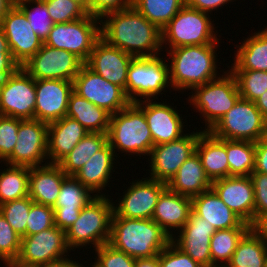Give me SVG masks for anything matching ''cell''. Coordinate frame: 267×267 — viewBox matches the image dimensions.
Listing matches in <instances>:
<instances>
[{
    "mask_svg": "<svg viewBox=\"0 0 267 267\" xmlns=\"http://www.w3.org/2000/svg\"><path fill=\"white\" fill-rule=\"evenodd\" d=\"M21 238L0 213V265L5 261L18 258Z\"/></svg>",
    "mask_w": 267,
    "mask_h": 267,
    "instance_id": "ee69618b",
    "label": "cell"
},
{
    "mask_svg": "<svg viewBox=\"0 0 267 267\" xmlns=\"http://www.w3.org/2000/svg\"><path fill=\"white\" fill-rule=\"evenodd\" d=\"M264 138L267 140V125H266V133H265V137Z\"/></svg>",
    "mask_w": 267,
    "mask_h": 267,
    "instance_id": "e7e4bbea",
    "label": "cell"
},
{
    "mask_svg": "<svg viewBox=\"0 0 267 267\" xmlns=\"http://www.w3.org/2000/svg\"><path fill=\"white\" fill-rule=\"evenodd\" d=\"M212 19L209 13L184 5L161 30L162 49H165L163 51L181 46L221 42V36H218L219 31L215 30Z\"/></svg>",
    "mask_w": 267,
    "mask_h": 267,
    "instance_id": "52a82bcc",
    "label": "cell"
},
{
    "mask_svg": "<svg viewBox=\"0 0 267 267\" xmlns=\"http://www.w3.org/2000/svg\"><path fill=\"white\" fill-rule=\"evenodd\" d=\"M141 178L135 181L132 179L131 185L124 187L122 196L118 192L120 198L112 202V217L152 219L158 198L167 188V184L148 177Z\"/></svg>",
    "mask_w": 267,
    "mask_h": 267,
    "instance_id": "7c38bea8",
    "label": "cell"
},
{
    "mask_svg": "<svg viewBox=\"0 0 267 267\" xmlns=\"http://www.w3.org/2000/svg\"><path fill=\"white\" fill-rule=\"evenodd\" d=\"M108 143L117 152L124 153L121 156L138 159H146L154 147L153 139L147 124L143 110L136 103H129L121 111L110 115V123L107 132ZM117 151V152H116Z\"/></svg>",
    "mask_w": 267,
    "mask_h": 267,
    "instance_id": "277c9868",
    "label": "cell"
},
{
    "mask_svg": "<svg viewBox=\"0 0 267 267\" xmlns=\"http://www.w3.org/2000/svg\"><path fill=\"white\" fill-rule=\"evenodd\" d=\"M191 200L192 211L216 230L250 227L219 198L212 188Z\"/></svg>",
    "mask_w": 267,
    "mask_h": 267,
    "instance_id": "83f0119b",
    "label": "cell"
},
{
    "mask_svg": "<svg viewBox=\"0 0 267 267\" xmlns=\"http://www.w3.org/2000/svg\"><path fill=\"white\" fill-rule=\"evenodd\" d=\"M101 38L134 58L159 56L161 30L133 6L105 14L101 19Z\"/></svg>",
    "mask_w": 267,
    "mask_h": 267,
    "instance_id": "6da1fadb",
    "label": "cell"
},
{
    "mask_svg": "<svg viewBox=\"0 0 267 267\" xmlns=\"http://www.w3.org/2000/svg\"><path fill=\"white\" fill-rule=\"evenodd\" d=\"M66 177L58 164L30 167L28 196L35 203L53 207Z\"/></svg>",
    "mask_w": 267,
    "mask_h": 267,
    "instance_id": "f1b7e54d",
    "label": "cell"
},
{
    "mask_svg": "<svg viewBox=\"0 0 267 267\" xmlns=\"http://www.w3.org/2000/svg\"><path fill=\"white\" fill-rule=\"evenodd\" d=\"M14 6L10 0H0V22L4 15Z\"/></svg>",
    "mask_w": 267,
    "mask_h": 267,
    "instance_id": "94428289",
    "label": "cell"
},
{
    "mask_svg": "<svg viewBox=\"0 0 267 267\" xmlns=\"http://www.w3.org/2000/svg\"><path fill=\"white\" fill-rule=\"evenodd\" d=\"M66 116L78 121L88 133H106L110 123V114L104 109L95 106L74 90L68 101Z\"/></svg>",
    "mask_w": 267,
    "mask_h": 267,
    "instance_id": "d6a6232c",
    "label": "cell"
},
{
    "mask_svg": "<svg viewBox=\"0 0 267 267\" xmlns=\"http://www.w3.org/2000/svg\"><path fill=\"white\" fill-rule=\"evenodd\" d=\"M133 0H90L89 14L102 18L105 14L131 7Z\"/></svg>",
    "mask_w": 267,
    "mask_h": 267,
    "instance_id": "816d5d0a",
    "label": "cell"
},
{
    "mask_svg": "<svg viewBox=\"0 0 267 267\" xmlns=\"http://www.w3.org/2000/svg\"><path fill=\"white\" fill-rule=\"evenodd\" d=\"M1 267H41V265L27 264L16 258L3 262V266L1 265Z\"/></svg>",
    "mask_w": 267,
    "mask_h": 267,
    "instance_id": "91938a15",
    "label": "cell"
},
{
    "mask_svg": "<svg viewBox=\"0 0 267 267\" xmlns=\"http://www.w3.org/2000/svg\"><path fill=\"white\" fill-rule=\"evenodd\" d=\"M229 176H250L255 168V142L227 140Z\"/></svg>",
    "mask_w": 267,
    "mask_h": 267,
    "instance_id": "74e56055",
    "label": "cell"
},
{
    "mask_svg": "<svg viewBox=\"0 0 267 267\" xmlns=\"http://www.w3.org/2000/svg\"><path fill=\"white\" fill-rule=\"evenodd\" d=\"M226 267H267V245L249 229Z\"/></svg>",
    "mask_w": 267,
    "mask_h": 267,
    "instance_id": "836d02e7",
    "label": "cell"
},
{
    "mask_svg": "<svg viewBox=\"0 0 267 267\" xmlns=\"http://www.w3.org/2000/svg\"><path fill=\"white\" fill-rule=\"evenodd\" d=\"M228 69L218 78L194 87L187 97V104L203 119L204 131H209L240 98L236 77Z\"/></svg>",
    "mask_w": 267,
    "mask_h": 267,
    "instance_id": "8992f818",
    "label": "cell"
},
{
    "mask_svg": "<svg viewBox=\"0 0 267 267\" xmlns=\"http://www.w3.org/2000/svg\"><path fill=\"white\" fill-rule=\"evenodd\" d=\"M73 1L78 3L89 14L90 0H73Z\"/></svg>",
    "mask_w": 267,
    "mask_h": 267,
    "instance_id": "6125c7cd",
    "label": "cell"
},
{
    "mask_svg": "<svg viewBox=\"0 0 267 267\" xmlns=\"http://www.w3.org/2000/svg\"><path fill=\"white\" fill-rule=\"evenodd\" d=\"M133 56L121 49L109 45L100 38L85 63L91 70L110 83L126 90L127 71Z\"/></svg>",
    "mask_w": 267,
    "mask_h": 267,
    "instance_id": "7402d4cb",
    "label": "cell"
},
{
    "mask_svg": "<svg viewBox=\"0 0 267 267\" xmlns=\"http://www.w3.org/2000/svg\"><path fill=\"white\" fill-rule=\"evenodd\" d=\"M161 56L137 57L131 61L124 91L130 103L158 100L159 95L166 97V89L173 91L167 59Z\"/></svg>",
    "mask_w": 267,
    "mask_h": 267,
    "instance_id": "ba28073f",
    "label": "cell"
},
{
    "mask_svg": "<svg viewBox=\"0 0 267 267\" xmlns=\"http://www.w3.org/2000/svg\"><path fill=\"white\" fill-rule=\"evenodd\" d=\"M107 143L108 136L106 133H88L58 165L67 176H73Z\"/></svg>",
    "mask_w": 267,
    "mask_h": 267,
    "instance_id": "e575fe53",
    "label": "cell"
},
{
    "mask_svg": "<svg viewBox=\"0 0 267 267\" xmlns=\"http://www.w3.org/2000/svg\"><path fill=\"white\" fill-rule=\"evenodd\" d=\"M71 252L66 243L65 231L54 226L22 237L17 259L27 264L43 265L71 256Z\"/></svg>",
    "mask_w": 267,
    "mask_h": 267,
    "instance_id": "ac0fdd59",
    "label": "cell"
},
{
    "mask_svg": "<svg viewBox=\"0 0 267 267\" xmlns=\"http://www.w3.org/2000/svg\"><path fill=\"white\" fill-rule=\"evenodd\" d=\"M82 267H94L92 264L90 266H87V264H85V266L83 265Z\"/></svg>",
    "mask_w": 267,
    "mask_h": 267,
    "instance_id": "03108f58",
    "label": "cell"
},
{
    "mask_svg": "<svg viewBox=\"0 0 267 267\" xmlns=\"http://www.w3.org/2000/svg\"><path fill=\"white\" fill-rule=\"evenodd\" d=\"M84 64L73 53L43 44L21 68L35 80L61 79L73 82Z\"/></svg>",
    "mask_w": 267,
    "mask_h": 267,
    "instance_id": "4fadbf2b",
    "label": "cell"
},
{
    "mask_svg": "<svg viewBox=\"0 0 267 267\" xmlns=\"http://www.w3.org/2000/svg\"><path fill=\"white\" fill-rule=\"evenodd\" d=\"M196 152L201 159L205 174L211 182L229 177L226 139H218L209 131H203L199 135Z\"/></svg>",
    "mask_w": 267,
    "mask_h": 267,
    "instance_id": "4dcf8cb0",
    "label": "cell"
},
{
    "mask_svg": "<svg viewBox=\"0 0 267 267\" xmlns=\"http://www.w3.org/2000/svg\"><path fill=\"white\" fill-rule=\"evenodd\" d=\"M0 169V205L29 195L30 167L4 163Z\"/></svg>",
    "mask_w": 267,
    "mask_h": 267,
    "instance_id": "d590c367",
    "label": "cell"
},
{
    "mask_svg": "<svg viewBox=\"0 0 267 267\" xmlns=\"http://www.w3.org/2000/svg\"><path fill=\"white\" fill-rule=\"evenodd\" d=\"M73 90L110 115L121 111L130 103L121 87L108 82L86 64L74 78Z\"/></svg>",
    "mask_w": 267,
    "mask_h": 267,
    "instance_id": "9a60e30c",
    "label": "cell"
},
{
    "mask_svg": "<svg viewBox=\"0 0 267 267\" xmlns=\"http://www.w3.org/2000/svg\"><path fill=\"white\" fill-rule=\"evenodd\" d=\"M33 202L29 196H26L0 205V213L21 237L26 236L28 214Z\"/></svg>",
    "mask_w": 267,
    "mask_h": 267,
    "instance_id": "b9f144b4",
    "label": "cell"
},
{
    "mask_svg": "<svg viewBox=\"0 0 267 267\" xmlns=\"http://www.w3.org/2000/svg\"><path fill=\"white\" fill-rule=\"evenodd\" d=\"M185 5V0H133L132 6L162 30Z\"/></svg>",
    "mask_w": 267,
    "mask_h": 267,
    "instance_id": "f35d334b",
    "label": "cell"
},
{
    "mask_svg": "<svg viewBox=\"0 0 267 267\" xmlns=\"http://www.w3.org/2000/svg\"><path fill=\"white\" fill-rule=\"evenodd\" d=\"M14 5H16L17 3L22 2L23 0H10Z\"/></svg>",
    "mask_w": 267,
    "mask_h": 267,
    "instance_id": "be15d7a7",
    "label": "cell"
},
{
    "mask_svg": "<svg viewBox=\"0 0 267 267\" xmlns=\"http://www.w3.org/2000/svg\"><path fill=\"white\" fill-rule=\"evenodd\" d=\"M253 172L267 175V140L265 138L255 143V168Z\"/></svg>",
    "mask_w": 267,
    "mask_h": 267,
    "instance_id": "db71d44e",
    "label": "cell"
},
{
    "mask_svg": "<svg viewBox=\"0 0 267 267\" xmlns=\"http://www.w3.org/2000/svg\"><path fill=\"white\" fill-rule=\"evenodd\" d=\"M35 90L34 119L49 124L66 116L73 82L61 79L35 80Z\"/></svg>",
    "mask_w": 267,
    "mask_h": 267,
    "instance_id": "44dd1931",
    "label": "cell"
},
{
    "mask_svg": "<svg viewBox=\"0 0 267 267\" xmlns=\"http://www.w3.org/2000/svg\"><path fill=\"white\" fill-rule=\"evenodd\" d=\"M54 226V209L50 206L33 202L28 214L26 236L39 233Z\"/></svg>",
    "mask_w": 267,
    "mask_h": 267,
    "instance_id": "7dc6e473",
    "label": "cell"
},
{
    "mask_svg": "<svg viewBox=\"0 0 267 267\" xmlns=\"http://www.w3.org/2000/svg\"><path fill=\"white\" fill-rule=\"evenodd\" d=\"M160 267H202L172 241L159 253Z\"/></svg>",
    "mask_w": 267,
    "mask_h": 267,
    "instance_id": "c3c4849f",
    "label": "cell"
},
{
    "mask_svg": "<svg viewBox=\"0 0 267 267\" xmlns=\"http://www.w3.org/2000/svg\"><path fill=\"white\" fill-rule=\"evenodd\" d=\"M219 198L245 223L254 220L255 197L250 176H229L212 182Z\"/></svg>",
    "mask_w": 267,
    "mask_h": 267,
    "instance_id": "603a6c76",
    "label": "cell"
},
{
    "mask_svg": "<svg viewBox=\"0 0 267 267\" xmlns=\"http://www.w3.org/2000/svg\"><path fill=\"white\" fill-rule=\"evenodd\" d=\"M76 258L73 260L72 257L68 256L65 257L63 259L54 261V262H49L46 264L41 265V267H82L83 264L87 263V261H85L84 263L80 260L75 261ZM79 261V262H78Z\"/></svg>",
    "mask_w": 267,
    "mask_h": 267,
    "instance_id": "9f6ffc18",
    "label": "cell"
},
{
    "mask_svg": "<svg viewBox=\"0 0 267 267\" xmlns=\"http://www.w3.org/2000/svg\"><path fill=\"white\" fill-rule=\"evenodd\" d=\"M47 142L48 123L36 119L22 120L13 153L4 163L28 167L46 165L49 163Z\"/></svg>",
    "mask_w": 267,
    "mask_h": 267,
    "instance_id": "2e32d148",
    "label": "cell"
},
{
    "mask_svg": "<svg viewBox=\"0 0 267 267\" xmlns=\"http://www.w3.org/2000/svg\"><path fill=\"white\" fill-rule=\"evenodd\" d=\"M249 229L250 227H235L215 231L210 241L212 267H226L238 242Z\"/></svg>",
    "mask_w": 267,
    "mask_h": 267,
    "instance_id": "8d00e7d4",
    "label": "cell"
},
{
    "mask_svg": "<svg viewBox=\"0 0 267 267\" xmlns=\"http://www.w3.org/2000/svg\"><path fill=\"white\" fill-rule=\"evenodd\" d=\"M165 100V102H164ZM167 99L160 100H143L136 104L143 110L154 146L172 142L186 134L187 118L179 114L180 111L173 103H167ZM173 105V106H172ZM175 107V108H174ZM185 122H184V121ZM186 124V125H185ZM185 127V129H184Z\"/></svg>",
    "mask_w": 267,
    "mask_h": 267,
    "instance_id": "e0dca14e",
    "label": "cell"
},
{
    "mask_svg": "<svg viewBox=\"0 0 267 267\" xmlns=\"http://www.w3.org/2000/svg\"><path fill=\"white\" fill-rule=\"evenodd\" d=\"M190 131L172 142H167L154 146L151 149L146 162L149 163L147 169L148 178L168 183L177 173L180 166L196 152V145L199 135L204 131L201 129ZM150 173V174H149Z\"/></svg>",
    "mask_w": 267,
    "mask_h": 267,
    "instance_id": "8fae6325",
    "label": "cell"
},
{
    "mask_svg": "<svg viewBox=\"0 0 267 267\" xmlns=\"http://www.w3.org/2000/svg\"><path fill=\"white\" fill-rule=\"evenodd\" d=\"M215 231L205 219L191 211L188 221L171 241L202 267H212L210 241Z\"/></svg>",
    "mask_w": 267,
    "mask_h": 267,
    "instance_id": "ffe728a7",
    "label": "cell"
},
{
    "mask_svg": "<svg viewBox=\"0 0 267 267\" xmlns=\"http://www.w3.org/2000/svg\"><path fill=\"white\" fill-rule=\"evenodd\" d=\"M191 211L192 200L190 197L166 188L158 198L152 220L172 239L186 224Z\"/></svg>",
    "mask_w": 267,
    "mask_h": 267,
    "instance_id": "484cf974",
    "label": "cell"
},
{
    "mask_svg": "<svg viewBox=\"0 0 267 267\" xmlns=\"http://www.w3.org/2000/svg\"><path fill=\"white\" fill-rule=\"evenodd\" d=\"M250 229L267 245V212L258 215L250 224Z\"/></svg>",
    "mask_w": 267,
    "mask_h": 267,
    "instance_id": "11a10c76",
    "label": "cell"
},
{
    "mask_svg": "<svg viewBox=\"0 0 267 267\" xmlns=\"http://www.w3.org/2000/svg\"><path fill=\"white\" fill-rule=\"evenodd\" d=\"M95 260L90 263L94 267H135V258L114 249L111 245L103 244L94 249Z\"/></svg>",
    "mask_w": 267,
    "mask_h": 267,
    "instance_id": "f6af8a7d",
    "label": "cell"
},
{
    "mask_svg": "<svg viewBox=\"0 0 267 267\" xmlns=\"http://www.w3.org/2000/svg\"><path fill=\"white\" fill-rule=\"evenodd\" d=\"M264 27L238 43L230 70L267 71V27Z\"/></svg>",
    "mask_w": 267,
    "mask_h": 267,
    "instance_id": "1f68e13d",
    "label": "cell"
},
{
    "mask_svg": "<svg viewBox=\"0 0 267 267\" xmlns=\"http://www.w3.org/2000/svg\"><path fill=\"white\" fill-rule=\"evenodd\" d=\"M35 104V79L23 68L0 83V115L34 119Z\"/></svg>",
    "mask_w": 267,
    "mask_h": 267,
    "instance_id": "5bb4252c",
    "label": "cell"
},
{
    "mask_svg": "<svg viewBox=\"0 0 267 267\" xmlns=\"http://www.w3.org/2000/svg\"><path fill=\"white\" fill-rule=\"evenodd\" d=\"M4 31L13 59L22 66L44 44L36 35L24 13L14 5L2 18Z\"/></svg>",
    "mask_w": 267,
    "mask_h": 267,
    "instance_id": "d6986e66",
    "label": "cell"
},
{
    "mask_svg": "<svg viewBox=\"0 0 267 267\" xmlns=\"http://www.w3.org/2000/svg\"><path fill=\"white\" fill-rule=\"evenodd\" d=\"M116 161V162H115ZM118 161V162H117ZM119 164L114 150L107 143L101 150L96 152L73 176L96 196H109L106 187H110V181L114 179L112 174ZM116 164V165H115ZM106 191V192H103ZM107 193V194H106Z\"/></svg>",
    "mask_w": 267,
    "mask_h": 267,
    "instance_id": "cb8c5ba5",
    "label": "cell"
},
{
    "mask_svg": "<svg viewBox=\"0 0 267 267\" xmlns=\"http://www.w3.org/2000/svg\"><path fill=\"white\" fill-rule=\"evenodd\" d=\"M212 182L206 176L197 152L191 155L167 183L172 192L193 198L211 188Z\"/></svg>",
    "mask_w": 267,
    "mask_h": 267,
    "instance_id": "f546056e",
    "label": "cell"
},
{
    "mask_svg": "<svg viewBox=\"0 0 267 267\" xmlns=\"http://www.w3.org/2000/svg\"><path fill=\"white\" fill-rule=\"evenodd\" d=\"M135 267H160L159 254L153 257L135 258Z\"/></svg>",
    "mask_w": 267,
    "mask_h": 267,
    "instance_id": "6f0895ef",
    "label": "cell"
},
{
    "mask_svg": "<svg viewBox=\"0 0 267 267\" xmlns=\"http://www.w3.org/2000/svg\"><path fill=\"white\" fill-rule=\"evenodd\" d=\"M95 197L96 195L74 176H67L62 182L60 193L52 207L55 226L66 231L78 219L81 209Z\"/></svg>",
    "mask_w": 267,
    "mask_h": 267,
    "instance_id": "d4e9b609",
    "label": "cell"
},
{
    "mask_svg": "<svg viewBox=\"0 0 267 267\" xmlns=\"http://www.w3.org/2000/svg\"><path fill=\"white\" fill-rule=\"evenodd\" d=\"M267 120L254 102L239 98L209 130L218 139L257 142L265 137Z\"/></svg>",
    "mask_w": 267,
    "mask_h": 267,
    "instance_id": "9c48e42d",
    "label": "cell"
},
{
    "mask_svg": "<svg viewBox=\"0 0 267 267\" xmlns=\"http://www.w3.org/2000/svg\"><path fill=\"white\" fill-rule=\"evenodd\" d=\"M23 119L0 115V163L13 153L18 139L19 123Z\"/></svg>",
    "mask_w": 267,
    "mask_h": 267,
    "instance_id": "bcb514c9",
    "label": "cell"
},
{
    "mask_svg": "<svg viewBox=\"0 0 267 267\" xmlns=\"http://www.w3.org/2000/svg\"><path fill=\"white\" fill-rule=\"evenodd\" d=\"M170 242V236L152 219L111 218L108 244L130 257H153Z\"/></svg>",
    "mask_w": 267,
    "mask_h": 267,
    "instance_id": "3957f363",
    "label": "cell"
},
{
    "mask_svg": "<svg viewBox=\"0 0 267 267\" xmlns=\"http://www.w3.org/2000/svg\"><path fill=\"white\" fill-rule=\"evenodd\" d=\"M16 6L24 13L31 28L44 42L54 25L45 5V0H23Z\"/></svg>",
    "mask_w": 267,
    "mask_h": 267,
    "instance_id": "ab89813d",
    "label": "cell"
},
{
    "mask_svg": "<svg viewBox=\"0 0 267 267\" xmlns=\"http://www.w3.org/2000/svg\"><path fill=\"white\" fill-rule=\"evenodd\" d=\"M250 178L253 183L255 207L254 219L267 212V175L259 172H252Z\"/></svg>",
    "mask_w": 267,
    "mask_h": 267,
    "instance_id": "681fc988",
    "label": "cell"
},
{
    "mask_svg": "<svg viewBox=\"0 0 267 267\" xmlns=\"http://www.w3.org/2000/svg\"><path fill=\"white\" fill-rule=\"evenodd\" d=\"M100 38V18L87 14L81 19L54 24L44 44L73 53L86 63Z\"/></svg>",
    "mask_w": 267,
    "mask_h": 267,
    "instance_id": "30bf717a",
    "label": "cell"
},
{
    "mask_svg": "<svg viewBox=\"0 0 267 267\" xmlns=\"http://www.w3.org/2000/svg\"><path fill=\"white\" fill-rule=\"evenodd\" d=\"M45 5L54 24L71 22L88 14L73 0H45Z\"/></svg>",
    "mask_w": 267,
    "mask_h": 267,
    "instance_id": "7bdbcfd3",
    "label": "cell"
},
{
    "mask_svg": "<svg viewBox=\"0 0 267 267\" xmlns=\"http://www.w3.org/2000/svg\"><path fill=\"white\" fill-rule=\"evenodd\" d=\"M254 103L263 117L267 120V91L263 93L262 96H260Z\"/></svg>",
    "mask_w": 267,
    "mask_h": 267,
    "instance_id": "680465c9",
    "label": "cell"
},
{
    "mask_svg": "<svg viewBox=\"0 0 267 267\" xmlns=\"http://www.w3.org/2000/svg\"><path fill=\"white\" fill-rule=\"evenodd\" d=\"M218 44L181 46L163 51L169 63L170 82L174 91L186 93V90L188 92L221 75L220 72L224 70L218 67L222 64L217 58ZM164 52H167L166 55Z\"/></svg>",
    "mask_w": 267,
    "mask_h": 267,
    "instance_id": "7a4b0ae2",
    "label": "cell"
},
{
    "mask_svg": "<svg viewBox=\"0 0 267 267\" xmlns=\"http://www.w3.org/2000/svg\"><path fill=\"white\" fill-rule=\"evenodd\" d=\"M234 1L236 0H185V5L199 11L209 13L212 16L214 10L218 11L219 7L221 10L224 6H229V4Z\"/></svg>",
    "mask_w": 267,
    "mask_h": 267,
    "instance_id": "f5cc1de1",
    "label": "cell"
},
{
    "mask_svg": "<svg viewBox=\"0 0 267 267\" xmlns=\"http://www.w3.org/2000/svg\"><path fill=\"white\" fill-rule=\"evenodd\" d=\"M88 134L74 118L65 116L48 124L47 158L58 164Z\"/></svg>",
    "mask_w": 267,
    "mask_h": 267,
    "instance_id": "4316f807",
    "label": "cell"
},
{
    "mask_svg": "<svg viewBox=\"0 0 267 267\" xmlns=\"http://www.w3.org/2000/svg\"><path fill=\"white\" fill-rule=\"evenodd\" d=\"M230 71L236 77L241 98L255 102L267 91V71Z\"/></svg>",
    "mask_w": 267,
    "mask_h": 267,
    "instance_id": "60d3db41",
    "label": "cell"
},
{
    "mask_svg": "<svg viewBox=\"0 0 267 267\" xmlns=\"http://www.w3.org/2000/svg\"><path fill=\"white\" fill-rule=\"evenodd\" d=\"M20 67L12 57L8 41L0 25V83L14 74Z\"/></svg>",
    "mask_w": 267,
    "mask_h": 267,
    "instance_id": "f907efd6",
    "label": "cell"
},
{
    "mask_svg": "<svg viewBox=\"0 0 267 267\" xmlns=\"http://www.w3.org/2000/svg\"><path fill=\"white\" fill-rule=\"evenodd\" d=\"M113 196H96L80 211L78 219L65 231L66 243L71 251L91 250L107 244L110 239ZM112 198V199H111ZM91 244V245H90Z\"/></svg>",
    "mask_w": 267,
    "mask_h": 267,
    "instance_id": "5b68a950",
    "label": "cell"
}]
</instances>
